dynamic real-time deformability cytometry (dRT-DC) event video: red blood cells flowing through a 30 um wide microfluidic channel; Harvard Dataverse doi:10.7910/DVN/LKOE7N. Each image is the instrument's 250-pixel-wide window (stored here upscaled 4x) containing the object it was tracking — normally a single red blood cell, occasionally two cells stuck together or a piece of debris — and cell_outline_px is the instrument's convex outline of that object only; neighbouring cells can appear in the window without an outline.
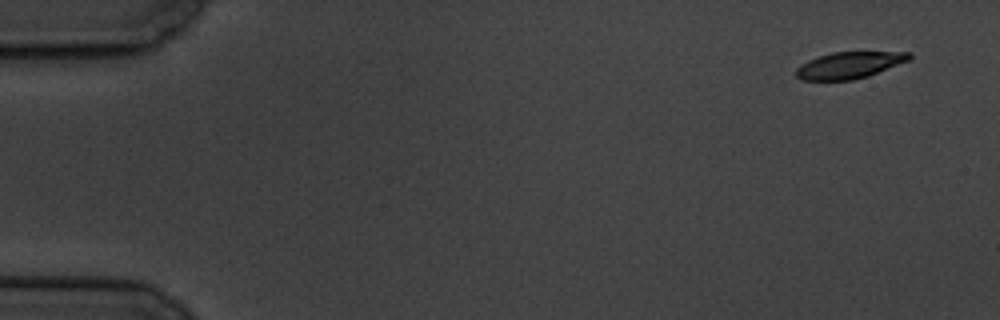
{"species": "common noctule bat (a hibernating species)", "species_latin": "Nyctalus noctula", "temperature_condition": "cold", "stored_images_in_passage": 13, "camera_frame_rate_fps": 3000, "um_per_image_px": 0.085, "animal": {"sex": "male", "body_mass_g": 19.5, "forearm_length_mm": 54.6}, "frame": {"image": 1, "passage_image": 1, "time_ms": 0.0, "image_size_px": [1000, 320], "cell_outline_px": [[912, 56], [908, 60], [868, 76], [852, 80], [800, 80], [796, 76], [796, 68], [800, 64], [808, 60], [832, 52], [912, 52]], "centroid_in_image_um": [72.15, 5.54], "position_along_channel_um": 12.8, "area_um2": 17.4}}
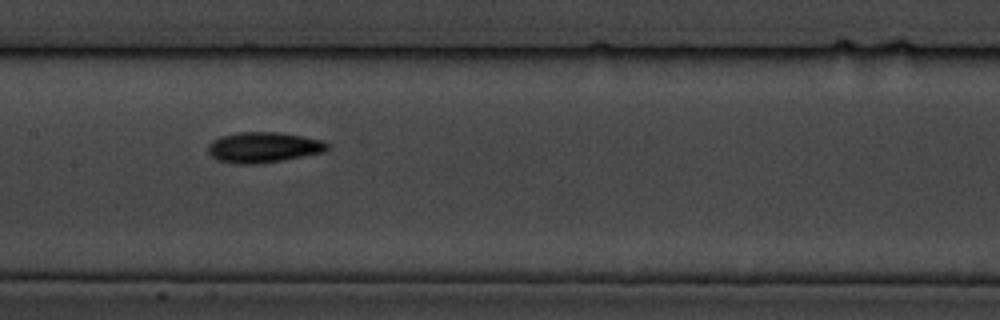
{"frame": {"image": 2, "passage_image": 8, "time_ms": 8.667, "image_size_px": [1000, 320], "cell_outline_px": [[328, 148], [324, 152], [284, 160], [260, 164], [232, 164], [216, 160], [208, 152], [208, 144], [212, 140], [220, 136], [240, 132], [280, 132], [304, 136], [324, 140], [328, 144]], "centroid_in_image_um": [22.38, 12.53], "position_along_channel_um": 185.0, "area_um2": 21.56}}
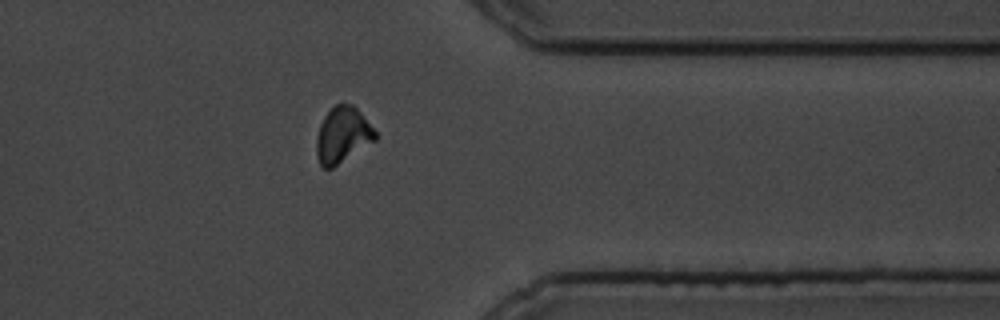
{"frame": {"image": 3, "passage_image": 13, "time_ms": 14.667, "image_size_px": [1000, 320], "cell_outline_px": [[376, 140], [332, 168], [324, 168], [320, 164], [316, 156], [316, 140], [320, 124], [324, 116], [336, 104], [352, 104], [360, 112], [376, 132]], "centroid_in_image_um": [29.1, 11.49], "position_along_channel_um": 382.3, "area_um2": 18.9}, "authors_computed_cell_mechanics": {"area_um2": 19.4208, "velocity_mm_per_s": 3.4317, "shape_relaxation_time_tau1_ms": 2.5993, "shape_relaxation_time_tau2_ms": 4.1197, "deformation_change_tau1": 0.0924, "deformation_change_tau2": 0.0897}}